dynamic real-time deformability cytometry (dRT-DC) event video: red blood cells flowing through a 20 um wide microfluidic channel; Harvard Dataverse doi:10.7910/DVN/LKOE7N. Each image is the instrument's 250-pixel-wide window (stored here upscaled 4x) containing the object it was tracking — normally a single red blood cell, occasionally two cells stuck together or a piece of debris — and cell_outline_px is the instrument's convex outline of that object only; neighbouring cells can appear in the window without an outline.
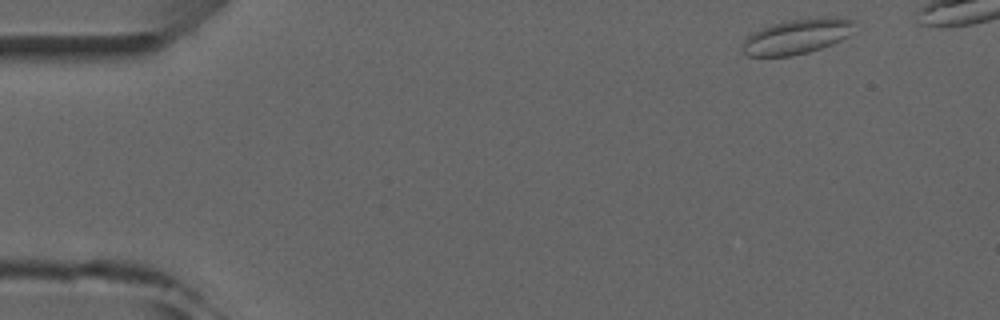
{"species": "common noctule bat (a hibernating species)", "species_latin": "Nyctalus noctula", "temperature_condition": "room temperature", "stored_images_in_passage": 5, "camera_frame_rate_fps": 3000, "um_per_image_px": 0.085, "animal": {"sex": "male", "forearm_length_mm": 52.5}, "frame": {"image": 1, "passage_image": 1, "time_ms": 0.0, "image_size_px": [1000, 320], "cell_outline_px": [[856, 32], [832, 44], [808, 52], [792, 56], [748, 56], [740, 52], [744, 40], [752, 32], [760, 28], [772, 24], [788, 20], [816, 16], [836, 16], [856, 20]], "centroid_in_image_um": [67.8, 3.07], "position_along_channel_um": 17.2, "area_um2": 23.58}}